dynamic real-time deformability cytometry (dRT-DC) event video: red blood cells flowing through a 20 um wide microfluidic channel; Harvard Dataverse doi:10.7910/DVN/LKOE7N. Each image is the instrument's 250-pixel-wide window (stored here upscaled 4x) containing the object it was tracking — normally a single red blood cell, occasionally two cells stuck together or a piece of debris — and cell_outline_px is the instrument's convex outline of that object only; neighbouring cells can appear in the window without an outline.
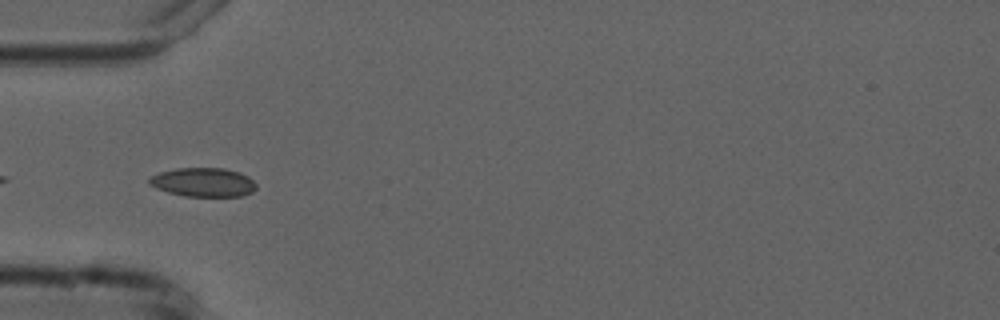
{"species": "common noctule bat (a hibernating species)", "species_latin": "Nyctalus noctula", "temperature_condition": "cold", "stored_images_in_passage": 7, "camera_frame_rate_fps": 3000, "um_per_image_px": 0.085, "animal": {"sex": "male", "forearm_length_mm": 52.5}, "frame": {"image": 1, "passage_image": 5, "time_ms": 4.667, "image_size_px": [1000, 320], "cell_outline_px": [[256, 188], [252, 192], [240, 196], [184, 196], [168, 192], [156, 188], [148, 184], [148, 180], [152, 176], [160, 172], [176, 168], [224, 168], [240, 172], [248, 176], [256, 184]], "centroid_in_image_um": [17.27, 15.49], "position_along_channel_um": 67.7, "area_um2": 18.03}}
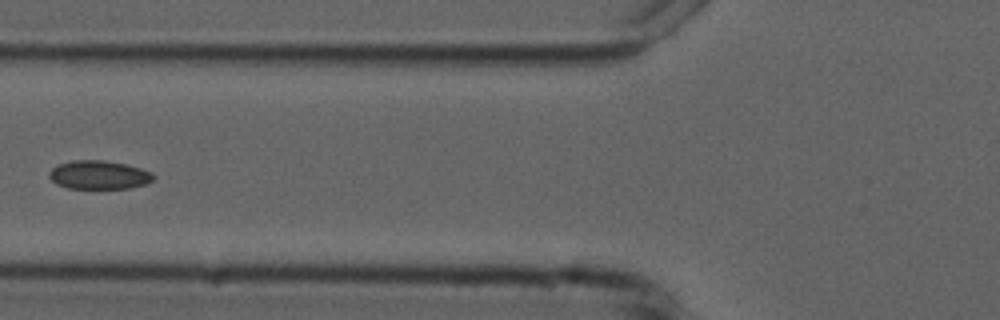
{"frame": {"image": 2, "passage_image": 6, "time_ms": 6.0, "image_size_px": [1000, 320], "cell_outline_px": [[156, 176], [152, 180], [144, 184], [128, 188], [68, 188], [56, 184], [48, 176], [48, 172], [52, 168], [60, 164], [72, 160], [104, 160], [124, 164], [140, 168], [152, 172]], "centroid_in_image_um": [8.39, 14.86], "position_along_channel_um": 117.4, "area_um2": 17.28}}
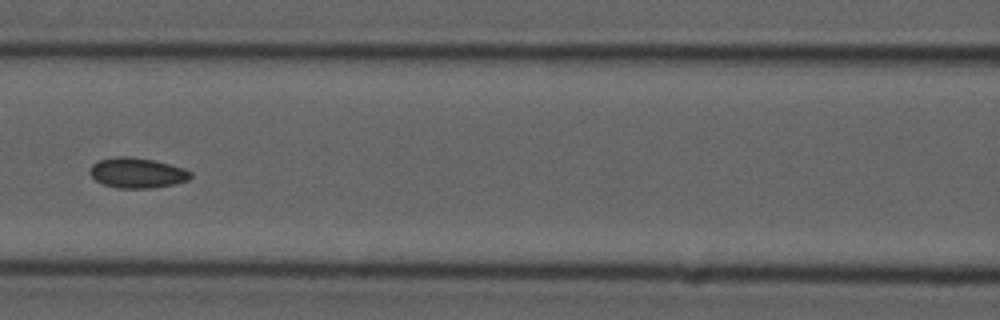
{"frame": {"image": 3, "passage_image": 7, "time_ms": 7.0, "image_size_px": [1000, 320], "cell_outline_px": [[192, 176], [188, 180], [172, 184], [148, 188], [116, 188], [104, 184], [96, 180], [88, 172], [92, 164], [100, 160], [116, 156], [128, 156], [152, 160], [184, 168], [192, 172]], "centroid_in_image_um": [11.64, 14.69], "position_along_channel_um": 155.0, "area_um2": 17.57}}